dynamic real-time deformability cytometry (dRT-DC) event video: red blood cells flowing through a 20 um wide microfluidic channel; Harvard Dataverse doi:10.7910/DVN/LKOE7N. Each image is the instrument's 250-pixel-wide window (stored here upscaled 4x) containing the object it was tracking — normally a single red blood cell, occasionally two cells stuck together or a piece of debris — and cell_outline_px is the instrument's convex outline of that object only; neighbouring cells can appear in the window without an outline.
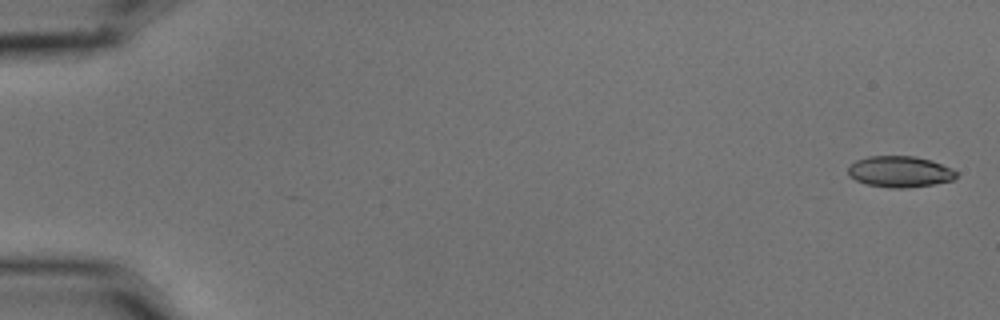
{"species": "common noctule bat (a hibernating species)", "species_latin": "Nyctalus noctula", "temperature_condition": "cold", "stored_images_in_passage": 7, "camera_frame_rate_fps": 3000, "um_per_image_px": 0.085, "animal": {"sex": "male", "body_mass_g": 15.6}, "frame": {"image": 1, "passage_image": 1, "time_ms": 0.0, "image_size_px": [1000, 320], "cell_outline_px": [[956, 176], [952, 180], [932, 184], [904, 188], [892, 188], [868, 184], [856, 180], [848, 176], [848, 168], [856, 160], [868, 156], [916, 156], [932, 160], [952, 168], [956, 172]], "centroid_in_image_um": [76.48, 14.58], "position_along_channel_um": 8.5, "area_um2": 19.54}}
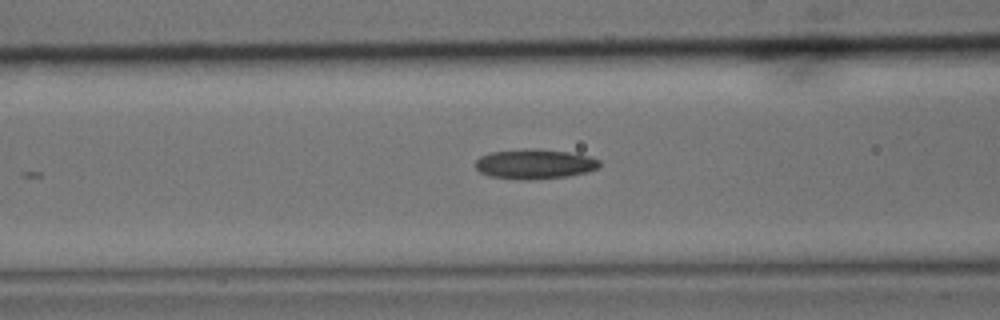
{"frame": {"image": 2, "passage_image": 7, "time_ms": 2.0, "image_size_px": [1000, 320], "cell_outline_px": [[600, 164], [596, 168], [588, 172], [568, 176], [528, 180], [520, 180], [488, 176], [480, 172], [476, 168], [476, 160], [480, 156], [492, 152], [524, 148], [536, 148], [568, 152], [588, 156], [600, 160]], "centroid_in_image_um": [45.42, 13.94], "position_along_channel_um": 121.2, "area_um2": 21.68}}